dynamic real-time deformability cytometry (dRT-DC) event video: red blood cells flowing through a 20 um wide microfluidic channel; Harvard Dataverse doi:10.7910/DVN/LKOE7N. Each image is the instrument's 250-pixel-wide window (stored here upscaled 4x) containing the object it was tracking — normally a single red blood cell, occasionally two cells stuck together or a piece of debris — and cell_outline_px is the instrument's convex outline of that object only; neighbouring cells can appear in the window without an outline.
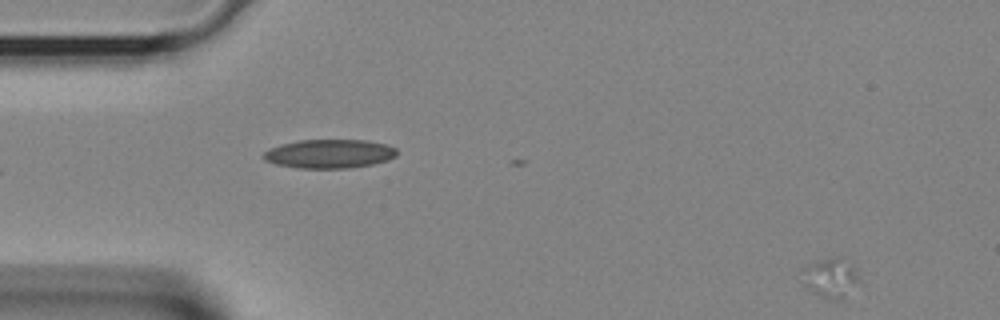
{"species": "Egyptian fruit bat (a non-hibernating species)", "species_latin": "Rousettus aegyptiacus", "temperature_condition": "room temperature", "stored_images_in_passage": 7, "camera_frame_rate_fps": 3000, "um_per_image_px": 0.085, "animal": {"sex": "female"}, "frame": {"image": 1, "passage_image": 1, "time_ms": 0.0, "image_size_px": [1000, 320], "cell_outline_px": [[860, 280], [844, 300], [832, 300], [820, 296], [812, 292], [808, 288], [800, 268], [816, 260], [836, 260], [856, 268]], "centroid_in_image_um": [70.59, 23.69], "position_along_channel_um": 14.4, "area_um2": 12.66}}